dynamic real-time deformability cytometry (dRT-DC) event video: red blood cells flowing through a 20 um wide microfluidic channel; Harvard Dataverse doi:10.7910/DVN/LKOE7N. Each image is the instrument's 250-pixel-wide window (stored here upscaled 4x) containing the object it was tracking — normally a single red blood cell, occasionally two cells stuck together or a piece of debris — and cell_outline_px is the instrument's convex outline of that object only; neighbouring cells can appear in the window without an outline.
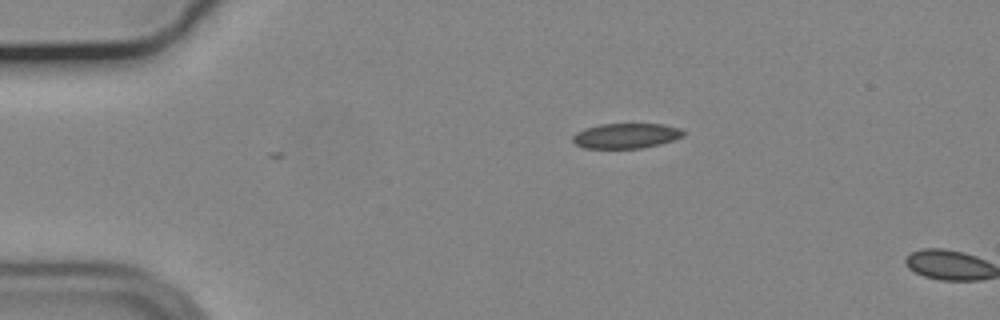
{"species": "common noctule bat (a hibernating species)", "species_latin": "Nyctalus noctula", "temperature_condition": "cold", "stored_images_in_passage": 2, "camera_frame_rate_fps": 3000, "um_per_image_px": 0.085, "animal": {"sex": "male", "body_mass_g": 19.2, "forearm_length_mm": 51.8}, "frame": {"image": 1, "passage_image": 2, "time_ms": 0.333, "image_size_px": [1000, 320], "cell_outline_px": [[688, 132], [684, 136], [660, 144], [640, 148], [584, 148], [576, 144], [572, 140], [572, 136], [576, 132], [584, 128], [600, 124], [664, 124], [680, 128]], "centroid_in_image_um": [53.23, 11.53], "position_along_channel_um": 31.8, "area_um2": 16.3}}